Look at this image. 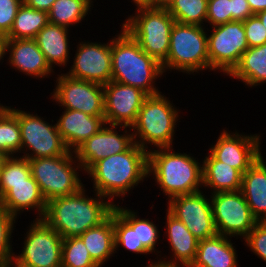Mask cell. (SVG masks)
I'll return each mask as SVG.
<instances>
[{
  "mask_svg": "<svg viewBox=\"0 0 266 267\" xmlns=\"http://www.w3.org/2000/svg\"><path fill=\"white\" fill-rule=\"evenodd\" d=\"M93 193L95 198L86 195L83 186L74 194L49 200L42 219L63 239L82 235L104 222L114 210L106 197Z\"/></svg>",
  "mask_w": 266,
  "mask_h": 267,
  "instance_id": "1",
  "label": "cell"
},
{
  "mask_svg": "<svg viewBox=\"0 0 266 267\" xmlns=\"http://www.w3.org/2000/svg\"><path fill=\"white\" fill-rule=\"evenodd\" d=\"M85 174L91 178L93 189L113 205L148 176V152L134 143L128 150L93 164Z\"/></svg>",
  "mask_w": 266,
  "mask_h": 267,
  "instance_id": "2",
  "label": "cell"
},
{
  "mask_svg": "<svg viewBox=\"0 0 266 267\" xmlns=\"http://www.w3.org/2000/svg\"><path fill=\"white\" fill-rule=\"evenodd\" d=\"M112 81L137 87L148 95L162 93L155 81L164 74L162 65L144 52L137 41L121 27L111 38Z\"/></svg>",
  "mask_w": 266,
  "mask_h": 267,
  "instance_id": "3",
  "label": "cell"
},
{
  "mask_svg": "<svg viewBox=\"0 0 266 267\" xmlns=\"http://www.w3.org/2000/svg\"><path fill=\"white\" fill-rule=\"evenodd\" d=\"M156 149L148 151V176L153 177L168 200L202 191V164L192 154L175 152L173 147Z\"/></svg>",
  "mask_w": 266,
  "mask_h": 267,
  "instance_id": "4",
  "label": "cell"
},
{
  "mask_svg": "<svg viewBox=\"0 0 266 267\" xmlns=\"http://www.w3.org/2000/svg\"><path fill=\"white\" fill-rule=\"evenodd\" d=\"M178 118L179 111L164 94L149 95L131 126L134 142L147 152L148 145L173 147Z\"/></svg>",
  "mask_w": 266,
  "mask_h": 267,
  "instance_id": "5",
  "label": "cell"
},
{
  "mask_svg": "<svg viewBox=\"0 0 266 267\" xmlns=\"http://www.w3.org/2000/svg\"><path fill=\"white\" fill-rule=\"evenodd\" d=\"M126 18L122 28L139 44L141 49L161 65L166 61L174 18L166 8L139 7Z\"/></svg>",
  "mask_w": 266,
  "mask_h": 267,
  "instance_id": "6",
  "label": "cell"
},
{
  "mask_svg": "<svg viewBox=\"0 0 266 267\" xmlns=\"http://www.w3.org/2000/svg\"><path fill=\"white\" fill-rule=\"evenodd\" d=\"M206 29L205 26L175 22L170 34L168 56L162 64L164 73L176 70L194 75V72L210 69Z\"/></svg>",
  "mask_w": 266,
  "mask_h": 267,
  "instance_id": "7",
  "label": "cell"
},
{
  "mask_svg": "<svg viewBox=\"0 0 266 267\" xmlns=\"http://www.w3.org/2000/svg\"><path fill=\"white\" fill-rule=\"evenodd\" d=\"M28 161L32 176L46 202L56 197L74 194L84 186L77 172L83 170L74 151L69 150L65 155L28 159Z\"/></svg>",
  "mask_w": 266,
  "mask_h": 267,
  "instance_id": "8",
  "label": "cell"
},
{
  "mask_svg": "<svg viewBox=\"0 0 266 267\" xmlns=\"http://www.w3.org/2000/svg\"><path fill=\"white\" fill-rule=\"evenodd\" d=\"M17 118L20 126L21 152L26 159L65 155L69 149L55 125H50L38 114L6 106ZM31 151V152H30ZM28 152V153H27Z\"/></svg>",
  "mask_w": 266,
  "mask_h": 267,
  "instance_id": "9",
  "label": "cell"
},
{
  "mask_svg": "<svg viewBox=\"0 0 266 267\" xmlns=\"http://www.w3.org/2000/svg\"><path fill=\"white\" fill-rule=\"evenodd\" d=\"M25 234L21 253L13 256L18 267H56L61 265L63 238L43 219H35Z\"/></svg>",
  "mask_w": 266,
  "mask_h": 267,
  "instance_id": "10",
  "label": "cell"
},
{
  "mask_svg": "<svg viewBox=\"0 0 266 267\" xmlns=\"http://www.w3.org/2000/svg\"><path fill=\"white\" fill-rule=\"evenodd\" d=\"M217 233L245 238L258 220L253 216L241 190L210 195Z\"/></svg>",
  "mask_w": 266,
  "mask_h": 267,
  "instance_id": "11",
  "label": "cell"
},
{
  "mask_svg": "<svg viewBox=\"0 0 266 267\" xmlns=\"http://www.w3.org/2000/svg\"><path fill=\"white\" fill-rule=\"evenodd\" d=\"M211 29L207 34L210 71L219 70L228 76L249 48L243 21H231Z\"/></svg>",
  "mask_w": 266,
  "mask_h": 267,
  "instance_id": "12",
  "label": "cell"
},
{
  "mask_svg": "<svg viewBox=\"0 0 266 267\" xmlns=\"http://www.w3.org/2000/svg\"><path fill=\"white\" fill-rule=\"evenodd\" d=\"M53 100L62 109L76 110L91 116H104L103 85L75 79L65 73L56 77Z\"/></svg>",
  "mask_w": 266,
  "mask_h": 267,
  "instance_id": "13",
  "label": "cell"
},
{
  "mask_svg": "<svg viewBox=\"0 0 266 267\" xmlns=\"http://www.w3.org/2000/svg\"><path fill=\"white\" fill-rule=\"evenodd\" d=\"M203 191L178 195L168 200L167 210L181 220L198 239L204 240L217 235L210 197ZM206 196V197H205Z\"/></svg>",
  "mask_w": 266,
  "mask_h": 267,
  "instance_id": "14",
  "label": "cell"
},
{
  "mask_svg": "<svg viewBox=\"0 0 266 267\" xmlns=\"http://www.w3.org/2000/svg\"><path fill=\"white\" fill-rule=\"evenodd\" d=\"M119 127L122 131L124 129L120 135L117 131ZM130 132V126L105 124L96 134L74 150L82 170L86 172L99 160L128 150L135 143L133 133Z\"/></svg>",
  "mask_w": 266,
  "mask_h": 267,
  "instance_id": "15",
  "label": "cell"
},
{
  "mask_svg": "<svg viewBox=\"0 0 266 267\" xmlns=\"http://www.w3.org/2000/svg\"><path fill=\"white\" fill-rule=\"evenodd\" d=\"M108 41L103 44L81 41L77 45L73 65L65 74L75 79L108 84L112 78L111 40Z\"/></svg>",
  "mask_w": 266,
  "mask_h": 267,
  "instance_id": "16",
  "label": "cell"
},
{
  "mask_svg": "<svg viewBox=\"0 0 266 267\" xmlns=\"http://www.w3.org/2000/svg\"><path fill=\"white\" fill-rule=\"evenodd\" d=\"M223 129L216 143L209 149L219 161L232 166L244 174L262 155L260 135L239 134Z\"/></svg>",
  "mask_w": 266,
  "mask_h": 267,
  "instance_id": "17",
  "label": "cell"
},
{
  "mask_svg": "<svg viewBox=\"0 0 266 267\" xmlns=\"http://www.w3.org/2000/svg\"><path fill=\"white\" fill-rule=\"evenodd\" d=\"M104 119L108 125L132 126L144 100L149 96L143 90L110 81L103 85Z\"/></svg>",
  "mask_w": 266,
  "mask_h": 267,
  "instance_id": "18",
  "label": "cell"
},
{
  "mask_svg": "<svg viewBox=\"0 0 266 267\" xmlns=\"http://www.w3.org/2000/svg\"><path fill=\"white\" fill-rule=\"evenodd\" d=\"M168 240V244L171 249V257L167 260L159 258L157 261H151L146 267H190L194 262L198 239L187 229L185 224L166 210V230L165 232Z\"/></svg>",
  "mask_w": 266,
  "mask_h": 267,
  "instance_id": "19",
  "label": "cell"
},
{
  "mask_svg": "<svg viewBox=\"0 0 266 267\" xmlns=\"http://www.w3.org/2000/svg\"><path fill=\"white\" fill-rule=\"evenodd\" d=\"M0 206L9 214L18 218L21 212L29 209L37 211V218L42 219L46 212L47 202L44 199L39 185L29 177L26 182L0 183Z\"/></svg>",
  "mask_w": 266,
  "mask_h": 267,
  "instance_id": "20",
  "label": "cell"
},
{
  "mask_svg": "<svg viewBox=\"0 0 266 267\" xmlns=\"http://www.w3.org/2000/svg\"><path fill=\"white\" fill-rule=\"evenodd\" d=\"M13 69L36 79L49 78L54 72L35 39H7L6 54Z\"/></svg>",
  "mask_w": 266,
  "mask_h": 267,
  "instance_id": "21",
  "label": "cell"
},
{
  "mask_svg": "<svg viewBox=\"0 0 266 267\" xmlns=\"http://www.w3.org/2000/svg\"><path fill=\"white\" fill-rule=\"evenodd\" d=\"M56 122L57 130L70 151H74L106 124L104 116H91L69 109H64Z\"/></svg>",
  "mask_w": 266,
  "mask_h": 267,
  "instance_id": "22",
  "label": "cell"
},
{
  "mask_svg": "<svg viewBox=\"0 0 266 267\" xmlns=\"http://www.w3.org/2000/svg\"><path fill=\"white\" fill-rule=\"evenodd\" d=\"M236 252L230 237L217 234L198 241L196 257L190 267H238Z\"/></svg>",
  "mask_w": 266,
  "mask_h": 267,
  "instance_id": "23",
  "label": "cell"
},
{
  "mask_svg": "<svg viewBox=\"0 0 266 267\" xmlns=\"http://www.w3.org/2000/svg\"><path fill=\"white\" fill-rule=\"evenodd\" d=\"M241 192L258 221H266V161L261 155L243 174Z\"/></svg>",
  "mask_w": 266,
  "mask_h": 267,
  "instance_id": "24",
  "label": "cell"
},
{
  "mask_svg": "<svg viewBox=\"0 0 266 267\" xmlns=\"http://www.w3.org/2000/svg\"><path fill=\"white\" fill-rule=\"evenodd\" d=\"M69 31L68 28L48 23L34 38L52 69L55 65L66 66L70 60Z\"/></svg>",
  "mask_w": 266,
  "mask_h": 267,
  "instance_id": "25",
  "label": "cell"
},
{
  "mask_svg": "<svg viewBox=\"0 0 266 267\" xmlns=\"http://www.w3.org/2000/svg\"><path fill=\"white\" fill-rule=\"evenodd\" d=\"M202 163L203 187L211 188V194L241 190L243 174L217 160L210 152Z\"/></svg>",
  "mask_w": 266,
  "mask_h": 267,
  "instance_id": "26",
  "label": "cell"
},
{
  "mask_svg": "<svg viewBox=\"0 0 266 267\" xmlns=\"http://www.w3.org/2000/svg\"><path fill=\"white\" fill-rule=\"evenodd\" d=\"M86 249L89 251L91 258L100 266L110 259L115 251L113 211L110 216L100 225L88 229L79 236Z\"/></svg>",
  "mask_w": 266,
  "mask_h": 267,
  "instance_id": "27",
  "label": "cell"
},
{
  "mask_svg": "<svg viewBox=\"0 0 266 267\" xmlns=\"http://www.w3.org/2000/svg\"><path fill=\"white\" fill-rule=\"evenodd\" d=\"M252 88L266 82V43L249 47L228 74Z\"/></svg>",
  "mask_w": 266,
  "mask_h": 267,
  "instance_id": "28",
  "label": "cell"
},
{
  "mask_svg": "<svg viewBox=\"0 0 266 267\" xmlns=\"http://www.w3.org/2000/svg\"><path fill=\"white\" fill-rule=\"evenodd\" d=\"M49 23L48 13L26 6L19 7L13 27L6 39H34Z\"/></svg>",
  "mask_w": 266,
  "mask_h": 267,
  "instance_id": "29",
  "label": "cell"
},
{
  "mask_svg": "<svg viewBox=\"0 0 266 267\" xmlns=\"http://www.w3.org/2000/svg\"><path fill=\"white\" fill-rule=\"evenodd\" d=\"M90 0H56L48 12L49 23L65 28L73 27L90 13Z\"/></svg>",
  "mask_w": 266,
  "mask_h": 267,
  "instance_id": "30",
  "label": "cell"
},
{
  "mask_svg": "<svg viewBox=\"0 0 266 267\" xmlns=\"http://www.w3.org/2000/svg\"><path fill=\"white\" fill-rule=\"evenodd\" d=\"M117 203L114 205V210L132 227L137 228L138 245H143L150 253L153 252L157 255L160 253L155 249L158 245L160 231H158V225L154 224L149 219H141L138 212H134L128 209L126 206L122 207ZM127 208V209H126ZM156 251V252H155Z\"/></svg>",
  "mask_w": 266,
  "mask_h": 267,
  "instance_id": "31",
  "label": "cell"
},
{
  "mask_svg": "<svg viewBox=\"0 0 266 267\" xmlns=\"http://www.w3.org/2000/svg\"><path fill=\"white\" fill-rule=\"evenodd\" d=\"M0 151L7 156L21 153V135L18 118L0 103Z\"/></svg>",
  "mask_w": 266,
  "mask_h": 267,
  "instance_id": "32",
  "label": "cell"
},
{
  "mask_svg": "<svg viewBox=\"0 0 266 267\" xmlns=\"http://www.w3.org/2000/svg\"><path fill=\"white\" fill-rule=\"evenodd\" d=\"M208 0H173L166 8L177 23L205 26Z\"/></svg>",
  "mask_w": 266,
  "mask_h": 267,
  "instance_id": "33",
  "label": "cell"
},
{
  "mask_svg": "<svg viewBox=\"0 0 266 267\" xmlns=\"http://www.w3.org/2000/svg\"><path fill=\"white\" fill-rule=\"evenodd\" d=\"M61 265L64 267H100L91 258L86 245L79 236L63 239Z\"/></svg>",
  "mask_w": 266,
  "mask_h": 267,
  "instance_id": "34",
  "label": "cell"
},
{
  "mask_svg": "<svg viewBox=\"0 0 266 267\" xmlns=\"http://www.w3.org/2000/svg\"><path fill=\"white\" fill-rule=\"evenodd\" d=\"M113 227L115 251L121 245L132 253L150 254L143 245H138L137 228H132L115 210H113Z\"/></svg>",
  "mask_w": 266,
  "mask_h": 267,
  "instance_id": "35",
  "label": "cell"
},
{
  "mask_svg": "<svg viewBox=\"0 0 266 267\" xmlns=\"http://www.w3.org/2000/svg\"><path fill=\"white\" fill-rule=\"evenodd\" d=\"M32 176L28 159L22 156H8L0 172V183L26 182Z\"/></svg>",
  "mask_w": 266,
  "mask_h": 267,
  "instance_id": "36",
  "label": "cell"
},
{
  "mask_svg": "<svg viewBox=\"0 0 266 267\" xmlns=\"http://www.w3.org/2000/svg\"><path fill=\"white\" fill-rule=\"evenodd\" d=\"M16 218L0 206V264L13 261L14 253L11 237L15 229ZM14 228V229H13Z\"/></svg>",
  "mask_w": 266,
  "mask_h": 267,
  "instance_id": "37",
  "label": "cell"
},
{
  "mask_svg": "<svg viewBox=\"0 0 266 267\" xmlns=\"http://www.w3.org/2000/svg\"><path fill=\"white\" fill-rule=\"evenodd\" d=\"M206 22L211 27L231 22V0H208Z\"/></svg>",
  "mask_w": 266,
  "mask_h": 267,
  "instance_id": "38",
  "label": "cell"
},
{
  "mask_svg": "<svg viewBox=\"0 0 266 267\" xmlns=\"http://www.w3.org/2000/svg\"><path fill=\"white\" fill-rule=\"evenodd\" d=\"M243 240L251 252L266 262V221H258Z\"/></svg>",
  "mask_w": 266,
  "mask_h": 267,
  "instance_id": "39",
  "label": "cell"
},
{
  "mask_svg": "<svg viewBox=\"0 0 266 267\" xmlns=\"http://www.w3.org/2000/svg\"><path fill=\"white\" fill-rule=\"evenodd\" d=\"M243 26L249 47L260 46L266 43V28L256 15L248 17L243 21Z\"/></svg>",
  "mask_w": 266,
  "mask_h": 267,
  "instance_id": "40",
  "label": "cell"
},
{
  "mask_svg": "<svg viewBox=\"0 0 266 267\" xmlns=\"http://www.w3.org/2000/svg\"><path fill=\"white\" fill-rule=\"evenodd\" d=\"M23 0H0V34L7 36L14 24V20Z\"/></svg>",
  "mask_w": 266,
  "mask_h": 267,
  "instance_id": "41",
  "label": "cell"
},
{
  "mask_svg": "<svg viewBox=\"0 0 266 267\" xmlns=\"http://www.w3.org/2000/svg\"><path fill=\"white\" fill-rule=\"evenodd\" d=\"M253 15L247 0H231V21H245Z\"/></svg>",
  "mask_w": 266,
  "mask_h": 267,
  "instance_id": "42",
  "label": "cell"
},
{
  "mask_svg": "<svg viewBox=\"0 0 266 267\" xmlns=\"http://www.w3.org/2000/svg\"><path fill=\"white\" fill-rule=\"evenodd\" d=\"M56 0H23V3L33 9L49 12Z\"/></svg>",
  "mask_w": 266,
  "mask_h": 267,
  "instance_id": "43",
  "label": "cell"
},
{
  "mask_svg": "<svg viewBox=\"0 0 266 267\" xmlns=\"http://www.w3.org/2000/svg\"><path fill=\"white\" fill-rule=\"evenodd\" d=\"M254 15L266 10V0H247Z\"/></svg>",
  "mask_w": 266,
  "mask_h": 267,
  "instance_id": "44",
  "label": "cell"
},
{
  "mask_svg": "<svg viewBox=\"0 0 266 267\" xmlns=\"http://www.w3.org/2000/svg\"><path fill=\"white\" fill-rule=\"evenodd\" d=\"M6 41H7L6 36L0 34V62L6 55Z\"/></svg>",
  "mask_w": 266,
  "mask_h": 267,
  "instance_id": "45",
  "label": "cell"
},
{
  "mask_svg": "<svg viewBox=\"0 0 266 267\" xmlns=\"http://www.w3.org/2000/svg\"><path fill=\"white\" fill-rule=\"evenodd\" d=\"M136 8L153 6L154 0H132Z\"/></svg>",
  "mask_w": 266,
  "mask_h": 267,
  "instance_id": "46",
  "label": "cell"
},
{
  "mask_svg": "<svg viewBox=\"0 0 266 267\" xmlns=\"http://www.w3.org/2000/svg\"><path fill=\"white\" fill-rule=\"evenodd\" d=\"M173 0H154V7L167 8Z\"/></svg>",
  "mask_w": 266,
  "mask_h": 267,
  "instance_id": "47",
  "label": "cell"
},
{
  "mask_svg": "<svg viewBox=\"0 0 266 267\" xmlns=\"http://www.w3.org/2000/svg\"><path fill=\"white\" fill-rule=\"evenodd\" d=\"M256 16L261 20L262 24L266 28V10L257 13Z\"/></svg>",
  "mask_w": 266,
  "mask_h": 267,
  "instance_id": "48",
  "label": "cell"
},
{
  "mask_svg": "<svg viewBox=\"0 0 266 267\" xmlns=\"http://www.w3.org/2000/svg\"><path fill=\"white\" fill-rule=\"evenodd\" d=\"M8 156L3 153L2 151H0V172H1V169H2V166H3V163L4 161L6 160Z\"/></svg>",
  "mask_w": 266,
  "mask_h": 267,
  "instance_id": "49",
  "label": "cell"
},
{
  "mask_svg": "<svg viewBox=\"0 0 266 267\" xmlns=\"http://www.w3.org/2000/svg\"><path fill=\"white\" fill-rule=\"evenodd\" d=\"M0 267H18L13 261L8 263H1Z\"/></svg>",
  "mask_w": 266,
  "mask_h": 267,
  "instance_id": "50",
  "label": "cell"
}]
</instances>
